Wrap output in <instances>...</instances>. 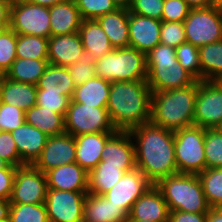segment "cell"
<instances>
[{"label":"cell","instance_id":"ab89813d","mask_svg":"<svg viewBox=\"0 0 222 222\" xmlns=\"http://www.w3.org/2000/svg\"><path fill=\"white\" fill-rule=\"evenodd\" d=\"M83 20L97 19L114 12L118 6L112 0H74Z\"/></svg>","mask_w":222,"mask_h":222},{"label":"cell","instance_id":"ffe728a7","mask_svg":"<svg viewBox=\"0 0 222 222\" xmlns=\"http://www.w3.org/2000/svg\"><path fill=\"white\" fill-rule=\"evenodd\" d=\"M48 189L88 192V172L74 162L45 172Z\"/></svg>","mask_w":222,"mask_h":222},{"label":"cell","instance_id":"6f0895ef","mask_svg":"<svg viewBox=\"0 0 222 222\" xmlns=\"http://www.w3.org/2000/svg\"><path fill=\"white\" fill-rule=\"evenodd\" d=\"M10 164L5 161L4 159L0 158V169H5L9 166Z\"/></svg>","mask_w":222,"mask_h":222},{"label":"cell","instance_id":"d590c367","mask_svg":"<svg viewBox=\"0 0 222 222\" xmlns=\"http://www.w3.org/2000/svg\"><path fill=\"white\" fill-rule=\"evenodd\" d=\"M9 219L11 222H49L45 203H11Z\"/></svg>","mask_w":222,"mask_h":222},{"label":"cell","instance_id":"4316f807","mask_svg":"<svg viewBox=\"0 0 222 222\" xmlns=\"http://www.w3.org/2000/svg\"><path fill=\"white\" fill-rule=\"evenodd\" d=\"M114 48L129 47V10L118 8L96 19Z\"/></svg>","mask_w":222,"mask_h":222},{"label":"cell","instance_id":"d4e9b609","mask_svg":"<svg viewBox=\"0 0 222 222\" xmlns=\"http://www.w3.org/2000/svg\"><path fill=\"white\" fill-rule=\"evenodd\" d=\"M37 86L0 78V102L14 105L24 112L36 105Z\"/></svg>","mask_w":222,"mask_h":222},{"label":"cell","instance_id":"2e32d148","mask_svg":"<svg viewBox=\"0 0 222 222\" xmlns=\"http://www.w3.org/2000/svg\"><path fill=\"white\" fill-rule=\"evenodd\" d=\"M105 165L121 166L125 172L136 168L135 145L128 131L117 130L107 140L102 151Z\"/></svg>","mask_w":222,"mask_h":222},{"label":"cell","instance_id":"94428289","mask_svg":"<svg viewBox=\"0 0 222 222\" xmlns=\"http://www.w3.org/2000/svg\"><path fill=\"white\" fill-rule=\"evenodd\" d=\"M0 1L5 2L9 4L10 6H12L17 0H0Z\"/></svg>","mask_w":222,"mask_h":222},{"label":"cell","instance_id":"8992f818","mask_svg":"<svg viewBox=\"0 0 222 222\" xmlns=\"http://www.w3.org/2000/svg\"><path fill=\"white\" fill-rule=\"evenodd\" d=\"M95 75L110 82L146 81V54L130 46L114 48L96 60Z\"/></svg>","mask_w":222,"mask_h":222},{"label":"cell","instance_id":"836d02e7","mask_svg":"<svg viewBox=\"0 0 222 222\" xmlns=\"http://www.w3.org/2000/svg\"><path fill=\"white\" fill-rule=\"evenodd\" d=\"M16 56L22 59L48 60V38L17 34Z\"/></svg>","mask_w":222,"mask_h":222},{"label":"cell","instance_id":"8d00e7d4","mask_svg":"<svg viewBox=\"0 0 222 222\" xmlns=\"http://www.w3.org/2000/svg\"><path fill=\"white\" fill-rule=\"evenodd\" d=\"M206 168L222 167V132L218 128L204 129Z\"/></svg>","mask_w":222,"mask_h":222},{"label":"cell","instance_id":"7dc6e473","mask_svg":"<svg viewBox=\"0 0 222 222\" xmlns=\"http://www.w3.org/2000/svg\"><path fill=\"white\" fill-rule=\"evenodd\" d=\"M0 158L15 167L25 165L20 159L12 134L7 131H0Z\"/></svg>","mask_w":222,"mask_h":222},{"label":"cell","instance_id":"ee69618b","mask_svg":"<svg viewBox=\"0 0 222 222\" xmlns=\"http://www.w3.org/2000/svg\"><path fill=\"white\" fill-rule=\"evenodd\" d=\"M187 42L183 22L162 21L160 30V44L177 48Z\"/></svg>","mask_w":222,"mask_h":222},{"label":"cell","instance_id":"5bb4252c","mask_svg":"<svg viewBox=\"0 0 222 222\" xmlns=\"http://www.w3.org/2000/svg\"><path fill=\"white\" fill-rule=\"evenodd\" d=\"M76 161L75 137L69 133L49 136L41 155L33 164L43 173Z\"/></svg>","mask_w":222,"mask_h":222},{"label":"cell","instance_id":"277c9868","mask_svg":"<svg viewBox=\"0 0 222 222\" xmlns=\"http://www.w3.org/2000/svg\"><path fill=\"white\" fill-rule=\"evenodd\" d=\"M146 82L152 92L185 88L196 79L188 73L176 58V49L158 44L146 54Z\"/></svg>","mask_w":222,"mask_h":222},{"label":"cell","instance_id":"bcb514c9","mask_svg":"<svg viewBox=\"0 0 222 222\" xmlns=\"http://www.w3.org/2000/svg\"><path fill=\"white\" fill-rule=\"evenodd\" d=\"M190 10L184 0H164L162 21L184 22Z\"/></svg>","mask_w":222,"mask_h":222},{"label":"cell","instance_id":"cb8c5ba5","mask_svg":"<svg viewBox=\"0 0 222 222\" xmlns=\"http://www.w3.org/2000/svg\"><path fill=\"white\" fill-rule=\"evenodd\" d=\"M49 14L51 36L77 33L83 20L74 0L49 7Z\"/></svg>","mask_w":222,"mask_h":222},{"label":"cell","instance_id":"e7e4bbea","mask_svg":"<svg viewBox=\"0 0 222 222\" xmlns=\"http://www.w3.org/2000/svg\"><path fill=\"white\" fill-rule=\"evenodd\" d=\"M218 129L222 132V123H221V125L218 127Z\"/></svg>","mask_w":222,"mask_h":222},{"label":"cell","instance_id":"5b68a950","mask_svg":"<svg viewBox=\"0 0 222 222\" xmlns=\"http://www.w3.org/2000/svg\"><path fill=\"white\" fill-rule=\"evenodd\" d=\"M155 185L170 211L207 213L210 209L196 174L176 173L160 179Z\"/></svg>","mask_w":222,"mask_h":222},{"label":"cell","instance_id":"60d3db41","mask_svg":"<svg viewBox=\"0 0 222 222\" xmlns=\"http://www.w3.org/2000/svg\"><path fill=\"white\" fill-rule=\"evenodd\" d=\"M95 62L94 57L84 51L79 61L67 67L75 86L84 84L96 76Z\"/></svg>","mask_w":222,"mask_h":222},{"label":"cell","instance_id":"6da1fadb","mask_svg":"<svg viewBox=\"0 0 222 222\" xmlns=\"http://www.w3.org/2000/svg\"><path fill=\"white\" fill-rule=\"evenodd\" d=\"M135 139L136 168L156 184L160 179L178 173L174 131L147 122L128 131ZM135 137V138H134Z\"/></svg>","mask_w":222,"mask_h":222},{"label":"cell","instance_id":"d6986e66","mask_svg":"<svg viewBox=\"0 0 222 222\" xmlns=\"http://www.w3.org/2000/svg\"><path fill=\"white\" fill-rule=\"evenodd\" d=\"M84 48L79 33L50 36L48 38V63L68 67L79 61Z\"/></svg>","mask_w":222,"mask_h":222},{"label":"cell","instance_id":"db71d44e","mask_svg":"<svg viewBox=\"0 0 222 222\" xmlns=\"http://www.w3.org/2000/svg\"><path fill=\"white\" fill-rule=\"evenodd\" d=\"M10 207V200L0 199V220L9 218Z\"/></svg>","mask_w":222,"mask_h":222},{"label":"cell","instance_id":"91938a15","mask_svg":"<svg viewBox=\"0 0 222 222\" xmlns=\"http://www.w3.org/2000/svg\"><path fill=\"white\" fill-rule=\"evenodd\" d=\"M213 4L216 7H221L222 8V0H213Z\"/></svg>","mask_w":222,"mask_h":222},{"label":"cell","instance_id":"74e56055","mask_svg":"<svg viewBox=\"0 0 222 222\" xmlns=\"http://www.w3.org/2000/svg\"><path fill=\"white\" fill-rule=\"evenodd\" d=\"M178 63L196 80L201 81V64L198 47L184 42L176 48Z\"/></svg>","mask_w":222,"mask_h":222},{"label":"cell","instance_id":"be15d7a7","mask_svg":"<svg viewBox=\"0 0 222 222\" xmlns=\"http://www.w3.org/2000/svg\"><path fill=\"white\" fill-rule=\"evenodd\" d=\"M217 82L222 86V76L217 80Z\"/></svg>","mask_w":222,"mask_h":222},{"label":"cell","instance_id":"9a60e30c","mask_svg":"<svg viewBox=\"0 0 222 222\" xmlns=\"http://www.w3.org/2000/svg\"><path fill=\"white\" fill-rule=\"evenodd\" d=\"M153 185L143 174L135 168L125 172L123 177L104 194L105 198L114 205L120 206L127 214L136 200Z\"/></svg>","mask_w":222,"mask_h":222},{"label":"cell","instance_id":"ba28073f","mask_svg":"<svg viewBox=\"0 0 222 222\" xmlns=\"http://www.w3.org/2000/svg\"><path fill=\"white\" fill-rule=\"evenodd\" d=\"M183 24L187 42L198 48L222 40L221 7L191 9Z\"/></svg>","mask_w":222,"mask_h":222},{"label":"cell","instance_id":"7c38bea8","mask_svg":"<svg viewBox=\"0 0 222 222\" xmlns=\"http://www.w3.org/2000/svg\"><path fill=\"white\" fill-rule=\"evenodd\" d=\"M47 190L45 173L31 164L18 166L15 171L10 203H45Z\"/></svg>","mask_w":222,"mask_h":222},{"label":"cell","instance_id":"3957f363","mask_svg":"<svg viewBox=\"0 0 222 222\" xmlns=\"http://www.w3.org/2000/svg\"><path fill=\"white\" fill-rule=\"evenodd\" d=\"M197 80L190 86L152 92L150 122L168 130L194 125Z\"/></svg>","mask_w":222,"mask_h":222},{"label":"cell","instance_id":"681fc988","mask_svg":"<svg viewBox=\"0 0 222 222\" xmlns=\"http://www.w3.org/2000/svg\"><path fill=\"white\" fill-rule=\"evenodd\" d=\"M207 213L170 211L168 222H206Z\"/></svg>","mask_w":222,"mask_h":222},{"label":"cell","instance_id":"e575fe53","mask_svg":"<svg viewBox=\"0 0 222 222\" xmlns=\"http://www.w3.org/2000/svg\"><path fill=\"white\" fill-rule=\"evenodd\" d=\"M210 207H222V167L206 168L198 174Z\"/></svg>","mask_w":222,"mask_h":222},{"label":"cell","instance_id":"e0dca14e","mask_svg":"<svg viewBox=\"0 0 222 222\" xmlns=\"http://www.w3.org/2000/svg\"><path fill=\"white\" fill-rule=\"evenodd\" d=\"M129 46L147 54L160 44L162 21L129 12Z\"/></svg>","mask_w":222,"mask_h":222},{"label":"cell","instance_id":"f546056e","mask_svg":"<svg viewBox=\"0 0 222 222\" xmlns=\"http://www.w3.org/2000/svg\"><path fill=\"white\" fill-rule=\"evenodd\" d=\"M25 120L27 124L38 128L48 136L65 133L64 116L38 105L32 106L25 112Z\"/></svg>","mask_w":222,"mask_h":222},{"label":"cell","instance_id":"f1b7e54d","mask_svg":"<svg viewBox=\"0 0 222 222\" xmlns=\"http://www.w3.org/2000/svg\"><path fill=\"white\" fill-rule=\"evenodd\" d=\"M36 86L37 90L61 92V94L67 95L71 99L75 91V85L68 68L53 64H48Z\"/></svg>","mask_w":222,"mask_h":222},{"label":"cell","instance_id":"44dd1931","mask_svg":"<svg viewBox=\"0 0 222 222\" xmlns=\"http://www.w3.org/2000/svg\"><path fill=\"white\" fill-rule=\"evenodd\" d=\"M10 133L22 162L33 165L41 155L49 136L26 122Z\"/></svg>","mask_w":222,"mask_h":222},{"label":"cell","instance_id":"1f68e13d","mask_svg":"<svg viewBox=\"0 0 222 222\" xmlns=\"http://www.w3.org/2000/svg\"><path fill=\"white\" fill-rule=\"evenodd\" d=\"M48 64V60L17 58L4 76L15 82L37 85Z\"/></svg>","mask_w":222,"mask_h":222},{"label":"cell","instance_id":"f6af8a7d","mask_svg":"<svg viewBox=\"0 0 222 222\" xmlns=\"http://www.w3.org/2000/svg\"><path fill=\"white\" fill-rule=\"evenodd\" d=\"M164 0H131L129 12L162 21Z\"/></svg>","mask_w":222,"mask_h":222},{"label":"cell","instance_id":"83f0119b","mask_svg":"<svg viewBox=\"0 0 222 222\" xmlns=\"http://www.w3.org/2000/svg\"><path fill=\"white\" fill-rule=\"evenodd\" d=\"M111 82L97 76L84 84L75 86L72 100L89 106L106 107L109 99Z\"/></svg>","mask_w":222,"mask_h":222},{"label":"cell","instance_id":"ac0fdd59","mask_svg":"<svg viewBox=\"0 0 222 222\" xmlns=\"http://www.w3.org/2000/svg\"><path fill=\"white\" fill-rule=\"evenodd\" d=\"M169 212L161 191L153 184L133 204L128 219L168 222Z\"/></svg>","mask_w":222,"mask_h":222},{"label":"cell","instance_id":"b9f144b4","mask_svg":"<svg viewBox=\"0 0 222 222\" xmlns=\"http://www.w3.org/2000/svg\"><path fill=\"white\" fill-rule=\"evenodd\" d=\"M71 98L61 92H46V90H37L36 105L44 109L53 110L62 114L64 117L69 108Z\"/></svg>","mask_w":222,"mask_h":222},{"label":"cell","instance_id":"11a10c76","mask_svg":"<svg viewBox=\"0 0 222 222\" xmlns=\"http://www.w3.org/2000/svg\"><path fill=\"white\" fill-rule=\"evenodd\" d=\"M26 2L32 3V4H37L40 6H46V7H51L55 4L63 3L68 0H25Z\"/></svg>","mask_w":222,"mask_h":222},{"label":"cell","instance_id":"484cf974","mask_svg":"<svg viewBox=\"0 0 222 222\" xmlns=\"http://www.w3.org/2000/svg\"><path fill=\"white\" fill-rule=\"evenodd\" d=\"M78 33L84 51H87L95 60H99L114 49L109 37L96 19L82 20Z\"/></svg>","mask_w":222,"mask_h":222},{"label":"cell","instance_id":"9f6ffc18","mask_svg":"<svg viewBox=\"0 0 222 222\" xmlns=\"http://www.w3.org/2000/svg\"><path fill=\"white\" fill-rule=\"evenodd\" d=\"M118 8H129L131 0H112Z\"/></svg>","mask_w":222,"mask_h":222},{"label":"cell","instance_id":"f907efd6","mask_svg":"<svg viewBox=\"0 0 222 222\" xmlns=\"http://www.w3.org/2000/svg\"><path fill=\"white\" fill-rule=\"evenodd\" d=\"M10 27V5L0 1V31Z\"/></svg>","mask_w":222,"mask_h":222},{"label":"cell","instance_id":"52a82bcc","mask_svg":"<svg viewBox=\"0 0 222 222\" xmlns=\"http://www.w3.org/2000/svg\"><path fill=\"white\" fill-rule=\"evenodd\" d=\"M174 149L178 173L198 175L206 169L204 128L192 125L175 130Z\"/></svg>","mask_w":222,"mask_h":222},{"label":"cell","instance_id":"7402d4cb","mask_svg":"<svg viewBox=\"0 0 222 222\" xmlns=\"http://www.w3.org/2000/svg\"><path fill=\"white\" fill-rule=\"evenodd\" d=\"M115 132H99L77 135L76 142V163L86 172L93 170L102 160V151L108 138Z\"/></svg>","mask_w":222,"mask_h":222},{"label":"cell","instance_id":"603a6c76","mask_svg":"<svg viewBox=\"0 0 222 222\" xmlns=\"http://www.w3.org/2000/svg\"><path fill=\"white\" fill-rule=\"evenodd\" d=\"M83 210V222H127L128 219V214L104 195L87 193Z\"/></svg>","mask_w":222,"mask_h":222},{"label":"cell","instance_id":"4fadbf2b","mask_svg":"<svg viewBox=\"0 0 222 222\" xmlns=\"http://www.w3.org/2000/svg\"><path fill=\"white\" fill-rule=\"evenodd\" d=\"M87 193L48 189L45 206L49 222H83Z\"/></svg>","mask_w":222,"mask_h":222},{"label":"cell","instance_id":"7a4b0ae2","mask_svg":"<svg viewBox=\"0 0 222 222\" xmlns=\"http://www.w3.org/2000/svg\"><path fill=\"white\" fill-rule=\"evenodd\" d=\"M152 91L146 81L111 82L106 109L117 130L150 122Z\"/></svg>","mask_w":222,"mask_h":222},{"label":"cell","instance_id":"f35d334b","mask_svg":"<svg viewBox=\"0 0 222 222\" xmlns=\"http://www.w3.org/2000/svg\"><path fill=\"white\" fill-rule=\"evenodd\" d=\"M17 34L9 27L0 31V73L5 75L16 56Z\"/></svg>","mask_w":222,"mask_h":222},{"label":"cell","instance_id":"6125c7cd","mask_svg":"<svg viewBox=\"0 0 222 222\" xmlns=\"http://www.w3.org/2000/svg\"><path fill=\"white\" fill-rule=\"evenodd\" d=\"M0 222H11L9 218H6V219H3V220H0Z\"/></svg>","mask_w":222,"mask_h":222},{"label":"cell","instance_id":"7bdbcfd3","mask_svg":"<svg viewBox=\"0 0 222 222\" xmlns=\"http://www.w3.org/2000/svg\"><path fill=\"white\" fill-rule=\"evenodd\" d=\"M25 122V112L22 109L0 102V131L11 132Z\"/></svg>","mask_w":222,"mask_h":222},{"label":"cell","instance_id":"9c48e42d","mask_svg":"<svg viewBox=\"0 0 222 222\" xmlns=\"http://www.w3.org/2000/svg\"><path fill=\"white\" fill-rule=\"evenodd\" d=\"M65 132L77 136L88 133L116 132L106 107L89 106L71 99L64 117Z\"/></svg>","mask_w":222,"mask_h":222},{"label":"cell","instance_id":"8fae6325","mask_svg":"<svg viewBox=\"0 0 222 222\" xmlns=\"http://www.w3.org/2000/svg\"><path fill=\"white\" fill-rule=\"evenodd\" d=\"M222 123V86L217 81L197 80L194 125L218 128Z\"/></svg>","mask_w":222,"mask_h":222},{"label":"cell","instance_id":"d6a6232c","mask_svg":"<svg viewBox=\"0 0 222 222\" xmlns=\"http://www.w3.org/2000/svg\"><path fill=\"white\" fill-rule=\"evenodd\" d=\"M201 80L217 81L222 76V40L198 48Z\"/></svg>","mask_w":222,"mask_h":222},{"label":"cell","instance_id":"680465c9","mask_svg":"<svg viewBox=\"0 0 222 222\" xmlns=\"http://www.w3.org/2000/svg\"><path fill=\"white\" fill-rule=\"evenodd\" d=\"M127 222H156L151 220L127 219Z\"/></svg>","mask_w":222,"mask_h":222},{"label":"cell","instance_id":"4dcf8cb0","mask_svg":"<svg viewBox=\"0 0 222 222\" xmlns=\"http://www.w3.org/2000/svg\"><path fill=\"white\" fill-rule=\"evenodd\" d=\"M125 171L121 166L105 165L101 160L88 173V193L104 195L123 177Z\"/></svg>","mask_w":222,"mask_h":222},{"label":"cell","instance_id":"c3c4849f","mask_svg":"<svg viewBox=\"0 0 222 222\" xmlns=\"http://www.w3.org/2000/svg\"><path fill=\"white\" fill-rule=\"evenodd\" d=\"M16 168L9 165L5 169H0V199L10 200Z\"/></svg>","mask_w":222,"mask_h":222},{"label":"cell","instance_id":"816d5d0a","mask_svg":"<svg viewBox=\"0 0 222 222\" xmlns=\"http://www.w3.org/2000/svg\"><path fill=\"white\" fill-rule=\"evenodd\" d=\"M206 222H222V207H210Z\"/></svg>","mask_w":222,"mask_h":222},{"label":"cell","instance_id":"f5cc1de1","mask_svg":"<svg viewBox=\"0 0 222 222\" xmlns=\"http://www.w3.org/2000/svg\"><path fill=\"white\" fill-rule=\"evenodd\" d=\"M191 9L214 6L213 0H184Z\"/></svg>","mask_w":222,"mask_h":222},{"label":"cell","instance_id":"30bf717a","mask_svg":"<svg viewBox=\"0 0 222 222\" xmlns=\"http://www.w3.org/2000/svg\"><path fill=\"white\" fill-rule=\"evenodd\" d=\"M10 28L16 34L36 35L49 38V7L17 0L10 6Z\"/></svg>","mask_w":222,"mask_h":222}]
</instances>
